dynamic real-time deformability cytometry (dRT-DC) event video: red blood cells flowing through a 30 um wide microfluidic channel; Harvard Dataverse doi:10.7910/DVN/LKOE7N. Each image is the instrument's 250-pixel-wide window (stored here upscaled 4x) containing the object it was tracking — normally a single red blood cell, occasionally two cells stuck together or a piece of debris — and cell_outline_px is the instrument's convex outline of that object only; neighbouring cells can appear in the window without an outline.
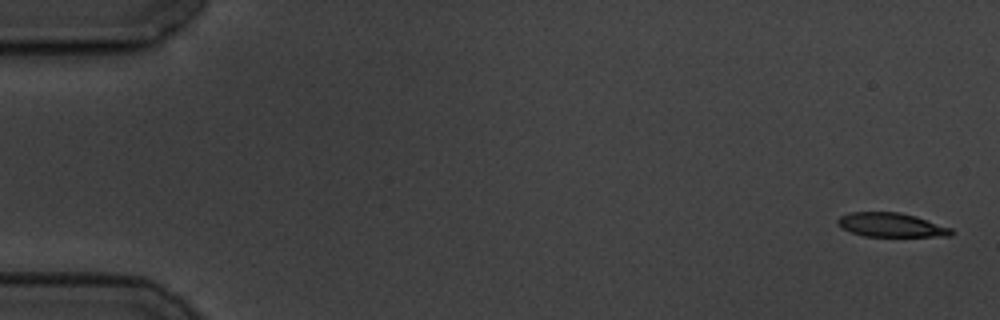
{"species": "common noctule bat (a hibernating species)", "species_latin": "Nyctalus noctula", "temperature_condition": "cold", "stored_images_in_passage": 8, "camera_frame_rate_fps": 3000, "um_per_image_px": 0.085, "animal": {"sex": "male", "body_mass_g": 19.5, "forearm_length_mm": 54.6}, "frame": {"image": 1, "passage_image": 1, "time_ms": 0.0, "image_size_px": [1000, 320], "cell_outline_px": [[956, 232], [952, 236], [864, 236], [852, 232], [836, 224], [836, 220], [840, 216], [852, 212], [900, 212], [916, 216], [952, 228]], "centroid_in_image_um": [75.79, 19.12], "position_along_channel_um": 9.2, "area_um2": 15.95}}
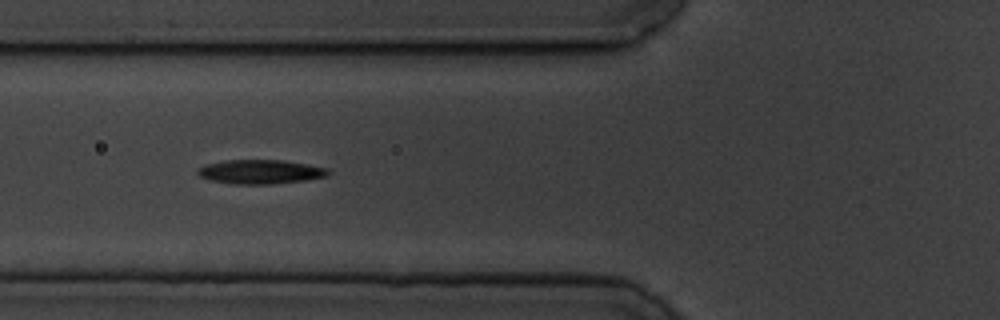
{"frame": {"image": 2, "passage_image": 7, "time_ms": 6.667, "image_size_px": [1000, 320], "cell_outline_px": [[332, 172], [328, 176], [304, 180], [272, 184], [232, 184], [212, 180], [200, 176], [196, 172], [196, 168], [204, 164], [224, 160], [284, 160], [308, 164], [328, 168]], "centroid_in_image_um": [22.13, 14.59], "position_along_channel_um": 103.7, "area_um2": 18.55}}
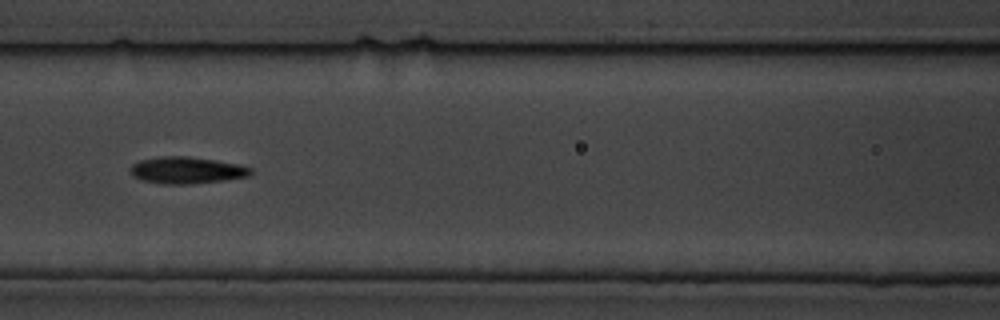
{"frame": {"image": 3, "passage_image": 8, "time_ms": 8.0, "image_size_px": [1000, 320], "cell_outline_px": [[252, 172], [248, 176], [224, 180], [192, 184], [160, 184], [144, 180], [136, 176], [132, 172], [132, 164], [140, 160], [160, 156], [188, 156], [216, 160], [240, 164], [252, 168]], "centroid_in_image_um": [15.92, 14.46], "position_along_channel_um": 150.7, "area_um2": 18.67}}